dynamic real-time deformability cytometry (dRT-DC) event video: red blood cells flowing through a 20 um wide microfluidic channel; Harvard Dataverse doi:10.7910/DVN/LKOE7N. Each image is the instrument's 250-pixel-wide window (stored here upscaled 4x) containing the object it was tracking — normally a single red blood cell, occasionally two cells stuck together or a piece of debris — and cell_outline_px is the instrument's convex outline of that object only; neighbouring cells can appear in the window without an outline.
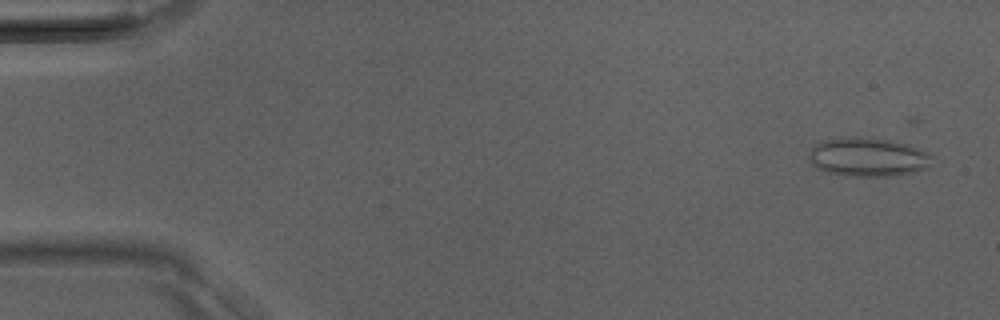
{"species": "Egyptian fruit bat (a non-hibernating species)", "species_latin": "Rousettus aegyptiacus", "temperature_condition": "room temperature", "stored_images_in_passage": 40, "segment_of_instrument_passage": [1, 2], "camera_frame_rate_fps": 3000, "um_per_image_px": 0.085, "animal": {"sex": "male"}, "frame": {"image": 1, "passage_image": 2, "time_ms": 0.333, "image_size_px": [1000, 320], "cell_outline_px": [[928, 168], [912, 172], [892, 176], [844, 176], [828, 172], [816, 168], [812, 164], [808, 156], [812, 148], [816, 144], [824, 140], [844, 136], [860, 136], [888, 140], [904, 144], [928, 152]], "centroid_in_image_um": [73.69, 13.35], "position_along_channel_um": 11.3, "area_um2": 27.63}}
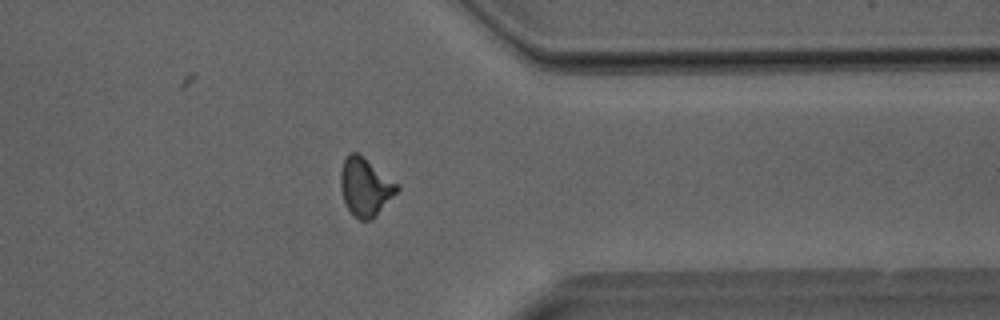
{"frame": {"image": 2, "passage_image": 31, "time_ms": 10.0, "image_size_px": [1000, 320], "cell_outline_px": [[400, 188], [376, 216], [368, 220], [360, 220], [352, 216], [344, 200], [340, 188], [340, 172], [344, 160], [348, 152], [356, 152], [400, 184]], "centroid_in_image_um": [31.04, 15.89], "position_along_channel_um": 380.4, "area_um2": 19.07}}
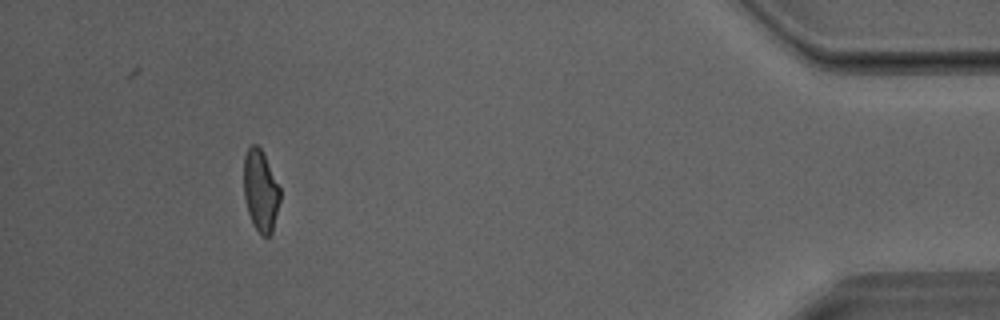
{"frame": {"image": 3, "passage_image": 36, "time_ms": 11.667, "image_size_px": [1000, 320], "cell_outline_px": [[280, 200], [272, 232], [268, 236], [264, 236], [252, 224], [244, 200], [244, 156], [248, 148], [252, 144], [256, 144], [260, 148], [280, 188]], "centroid_in_image_um": [22.13, 16.22], "position_along_channel_um": 413.1, "area_um2": 16.99}}